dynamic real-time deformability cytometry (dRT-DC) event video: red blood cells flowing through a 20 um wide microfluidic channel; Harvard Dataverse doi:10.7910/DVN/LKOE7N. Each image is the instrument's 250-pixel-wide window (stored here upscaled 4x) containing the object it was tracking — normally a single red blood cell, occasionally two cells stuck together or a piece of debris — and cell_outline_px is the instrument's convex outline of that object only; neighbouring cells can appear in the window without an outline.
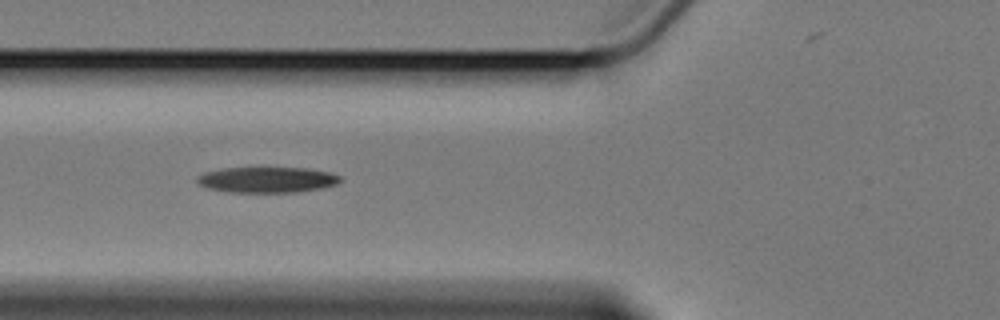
{"species": "Egyptian fruit bat (a non-hibernating species)", "species_latin": "Rousettus aegyptiacus", "temperature_condition": "cold", "stored_images_in_passage": 9, "camera_frame_rate_fps": 3000, "um_per_image_px": 0.085, "animal": {"sex": "female"}, "frame": {"image": 1, "passage_image": 6, "time_ms": 6.0, "image_size_px": [1000, 320], "cell_outline_px": [[344, 180], [336, 184], [324, 188], [300, 192], [228, 192], [212, 188], [200, 184], [196, 180], [196, 176], [204, 172], [224, 168], [308, 168], [328, 172], [340, 176]], "centroid_in_image_um": [22.75, 15.28], "position_along_channel_um": 103.0, "area_um2": 21.44}}
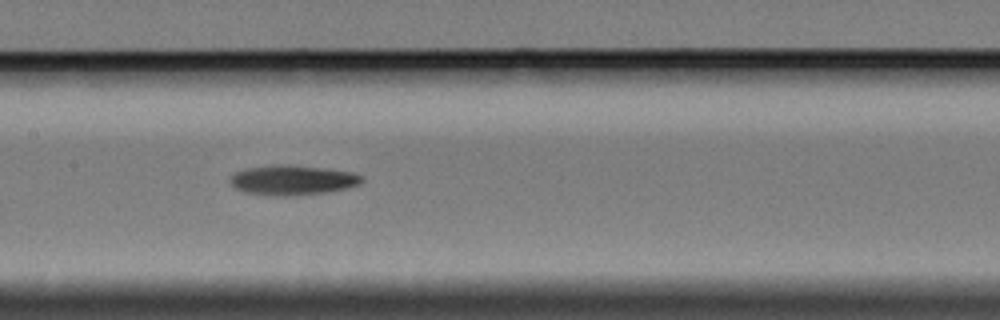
{"frame": {"image": 2, "passage_image": 8, "time_ms": 8.333, "image_size_px": [1000, 320], "cell_outline_px": [[364, 180], [360, 184], [344, 188], [324, 192], [288, 196], [284, 196], [244, 192], [236, 188], [228, 180], [236, 172], [244, 168], [280, 164], [320, 168], [352, 172], [364, 176]], "centroid_in_image_um": [24.85, 15.3], "position_along_channel_um": 182.5, "area_um2": 22.48}}
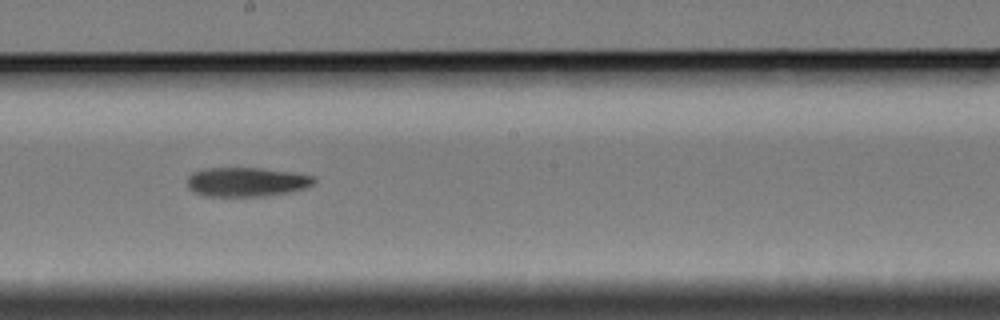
{"frame": {"image": 3, "passage_image": 9, "time_ms": 9.667, "image_size_px": [1000, 320], "cell_outline_px": [[316, 180], [312, 184], [304, 188], [288, 192], [260, 196], [208, 196], [196, 192], [188, 188], [188, 176], [192, 172], [208, 168], [256, 168], [292, 172], [312, 176]], "centroid_in_image_um": [20.93, 15.46], "position_along_channel_um": 227.3, "area_um2": 21.21}}